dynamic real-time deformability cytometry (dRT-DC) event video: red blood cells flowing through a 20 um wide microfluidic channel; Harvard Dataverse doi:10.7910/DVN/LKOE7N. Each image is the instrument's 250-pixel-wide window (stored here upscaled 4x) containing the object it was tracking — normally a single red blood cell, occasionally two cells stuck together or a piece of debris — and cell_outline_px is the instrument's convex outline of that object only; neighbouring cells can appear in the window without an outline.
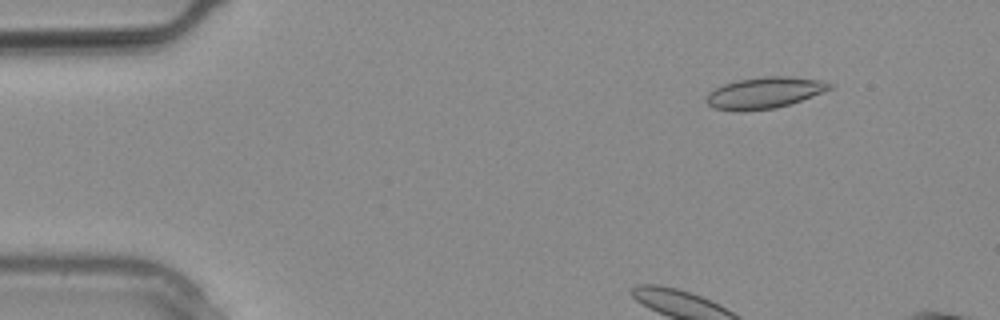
{"species": "common noctule bat (a hibernating species)", "species_latin": "Nyctalus noctula", "temperature_condition": "warm", "stored_images_in_passage": 8, "camera_frame_rate_fps": 3000, "um_per_image_px": 0.085, "animal": {"sex": "male", "body_mass_g": 20.4}, "frame": {"image": 1, "passage_image": 3, "time_ms": 0.667, "image_size_px": [1000, 320], "cell_outline_px": [[832, 88], [812, 96], [776, 108], [740, 112], [736, 112], [712, 108], [704, 100], [708, 92], [724, 84], [736, 80], [764, 76], [788, 76], [820, 80], [832, 84]], "centroid_in_image_um": [64.91, 7.9], "position_along_channel_um": 20.1, "area_um2": 22.6}}